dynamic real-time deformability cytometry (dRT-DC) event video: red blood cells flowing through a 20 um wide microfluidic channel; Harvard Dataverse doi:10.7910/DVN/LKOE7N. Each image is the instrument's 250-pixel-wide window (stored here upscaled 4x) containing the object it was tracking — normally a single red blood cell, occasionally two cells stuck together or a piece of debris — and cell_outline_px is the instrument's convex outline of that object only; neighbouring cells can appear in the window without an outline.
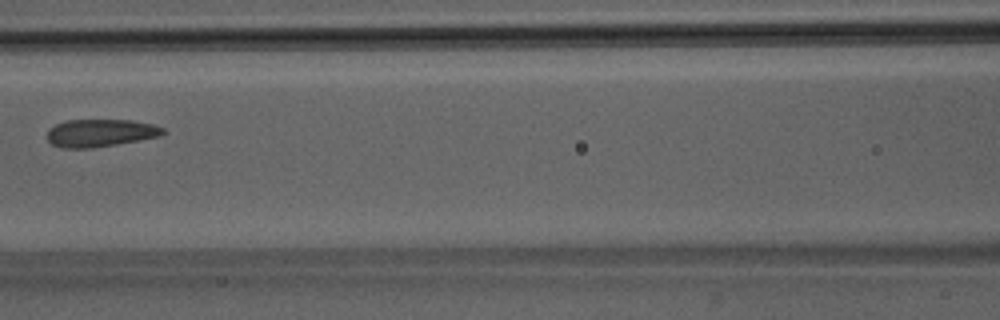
{"species": "Egyptian fruit bat (a non-hibernating species)", "species_latin": "Rousettus aegyptiacus", "temperature_condition": "room temperature", "stored_images_in_passage": 7, "camera_frame_rate_fps": 3000, "um_per_image_px": 0.085, "animal": {"sex": "male"}, "frame": {"image": 1, "passage_image": 6, "time_ms": 6.0, "image_size_px": [1000, 320], "cell_outline_px": [[164, 132], [160, 136], [116, 144], [92, 148], [64, 148], [52, 144], [48, 140], [48, 128], [56, 124], [68, 120], [132, 120], [152, 124], [164, 128]], "centroid_in_image_um": [8.52, 11.3], "position_along_channel_um": 158.1, "area_um2": 18.5}}